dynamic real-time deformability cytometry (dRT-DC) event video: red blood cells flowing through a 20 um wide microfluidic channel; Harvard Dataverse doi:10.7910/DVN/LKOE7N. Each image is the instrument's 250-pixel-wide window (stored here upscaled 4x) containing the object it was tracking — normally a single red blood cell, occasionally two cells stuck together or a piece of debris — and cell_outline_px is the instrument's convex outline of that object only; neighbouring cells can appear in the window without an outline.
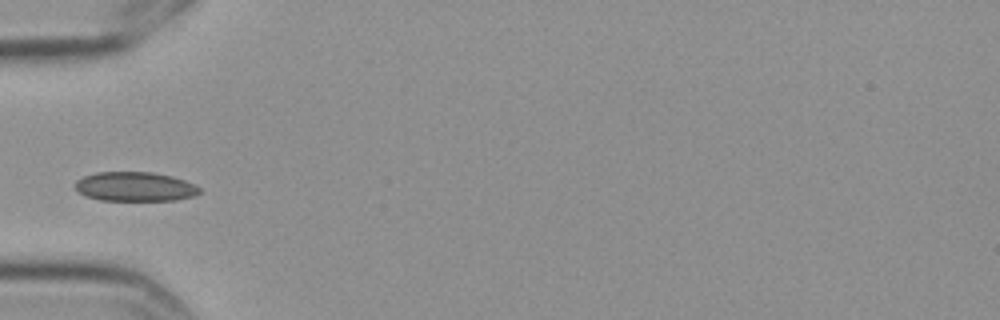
{"species": "Egyptian fruit bat (a non-hibernating species)", "species_latin": "Rousettus aegyptiacus", "temperature_condition": "cold", "stored_images_in_passage": 3, "camera_frame_rate_fps": 3000, "um_per_image_px": 0.085, "frame": {"image": 1, "passage_image": 3, "time_ms": 0.667, "image_size_px": [1000, 320], "cell_outline_px": [[200, 192], [196, 196], [176, 200], [100, 200], [84, 196], [76, 188], [76, 180], [84, 176], [96, 172], [152, 172], [172, 176], [184, 180], [200, 188]], "centroid_in_image_um": [11.48, 15.86], "position_along_channel_um": 73.5, "area_um2": 21.21}}